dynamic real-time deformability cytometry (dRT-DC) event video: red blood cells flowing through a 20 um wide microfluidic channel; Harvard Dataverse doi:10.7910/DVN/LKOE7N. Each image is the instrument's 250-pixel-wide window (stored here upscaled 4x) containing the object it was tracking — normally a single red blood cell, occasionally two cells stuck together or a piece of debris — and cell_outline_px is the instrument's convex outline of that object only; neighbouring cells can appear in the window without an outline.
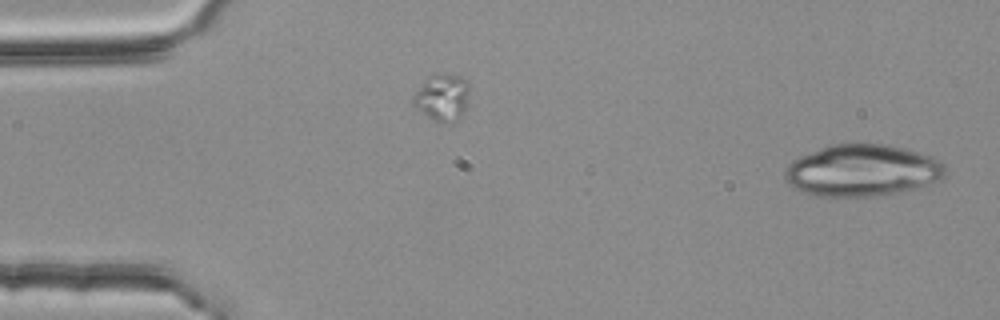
{"species": "common noctule bat (a hibernating species)", "species_latin": "Nyctalus noctula", "temperature_condition": "room temperature", "stored_images_in_passage": 2, "segment_of_instrument_passage": [2, 2], "camera_frame_rate_fps": 3000, "um_per_image_px": 0.085, "animal": {"sex": "female", "body_mass_g": 25.1}, "frame": {"image": 1, "passage_image": 2, "time_ms": 0.333, "image_size_px": [1000, 320], "cell_outline_px": [[944, 176], [940, 180], [912, 188], [896, 192], [872, 196], [812, 196], [788, 184], [784, 180], [784, 168], [792, 160], [800, 156], [820, 148], [832, 144], [888, 144], [904, 148], [940, 160], [944, 164]], "centroid_in_image_um": [73.22, 14.48], "position_along_channel_um": 11.8, "area_um2": 48.03}}